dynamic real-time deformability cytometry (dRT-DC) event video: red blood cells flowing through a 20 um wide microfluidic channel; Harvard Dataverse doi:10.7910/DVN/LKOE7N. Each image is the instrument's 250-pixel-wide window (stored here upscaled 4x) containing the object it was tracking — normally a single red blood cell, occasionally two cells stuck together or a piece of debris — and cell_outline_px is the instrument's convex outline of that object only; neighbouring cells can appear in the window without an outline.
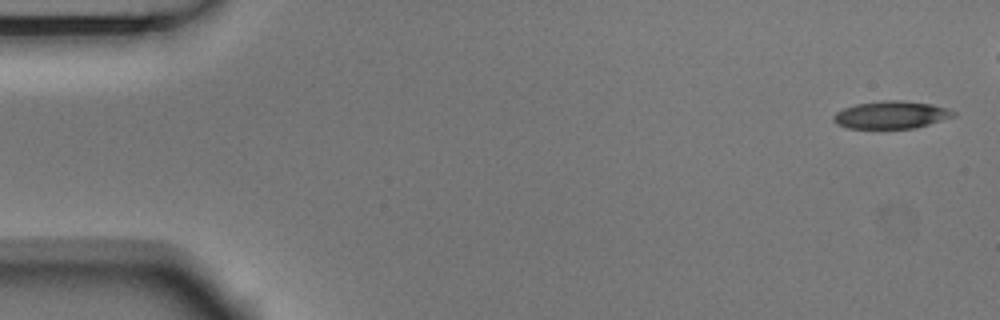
{"species": "Egyptian fruit bat (a non-hibernating species)", "species_latin": "Rousettus aegyptiacus", "temperature_condition": "room temperature", "stored_images_in_passage": 6, "camera_frame_rate_fps": 3000, "um_per_image_px": 0.085, "animal": {"sex": "male"}, "frame": {"image": 1, "passage_image": 1, "time_ms": 0.0, "image_size_px": [1000, 320], "cell_outline_px": [[956, 116], [916, 128], [848, 128], [836, 124], [832, 120], [832, 116], [836, 112], [844, 108], [856, 104], [884, 100], [900, 100], [932, 104], [948, 108], [956, 112]], "centroid_in_image_um": [75.76, 9.76], "position_along_channel_um": 9.2, "area_um2": 19.36}}
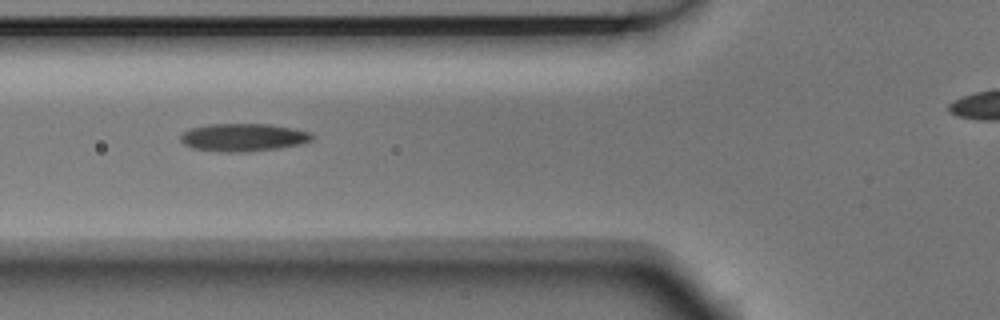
{"frame": {"image": 2, "passage_image": 6, "time_ms": 1.667, "image_size_px": [1000, 320], "cell_outline_px": [[316, 136], [312, 140], [300, 144], [276, 148], [244, 152], [224, 152], [192, 148], [184, 144], [180, 140], [180, 136], [184, 132], [192, 128], [212, 124], [268, 124], [296, 128], [312, 132]], "centroid_in_image_um": [20.73, 11.67], "position_along_channel_um": 105.1, "area_um2": 21.33}}